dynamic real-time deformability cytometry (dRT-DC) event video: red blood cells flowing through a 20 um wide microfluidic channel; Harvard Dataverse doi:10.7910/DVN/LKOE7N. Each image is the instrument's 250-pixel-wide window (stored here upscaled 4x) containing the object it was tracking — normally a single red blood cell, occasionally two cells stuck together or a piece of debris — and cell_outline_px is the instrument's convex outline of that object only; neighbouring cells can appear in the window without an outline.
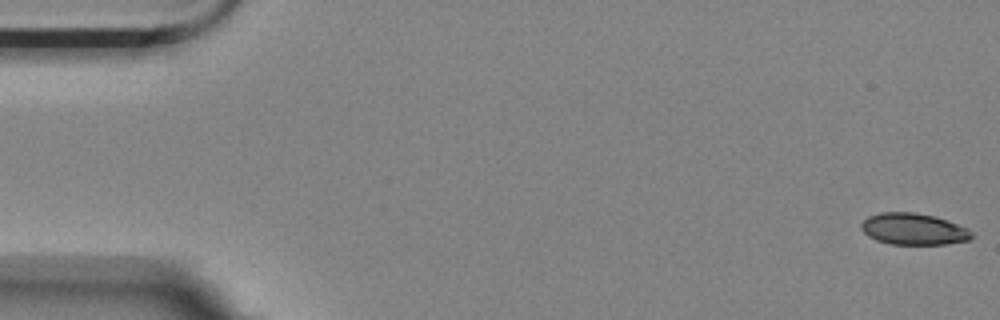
{"species": "Egyptian fruit bat (a non-hibernating species)", "species_latin": "Rousettus aegyptiacus", "temperature_condition": "room temperature", "stored_images_in_passage": 9, "camera_frame_rate_fps": 3000, "um_per_image_px": 0.085, "animal": {"sex": "female"}, "frame": {"image": 1, "passage_image": 1, "time_ms": 0.0, "image_size_px": [1000, 320], "cell_outline_px": [[972, 236], [968, 240], [944, 244], [888, 244], [876, 240], [868, 236], [860, 228], [860, 224], [868, 216], [880, 212], [916, 212], [936, 216], [948, 220], [968, 228]], "centroid_in_image_um": [77.62, 19.46], "position_along_channel_um": 7.4, "area_um2": 20.4}}